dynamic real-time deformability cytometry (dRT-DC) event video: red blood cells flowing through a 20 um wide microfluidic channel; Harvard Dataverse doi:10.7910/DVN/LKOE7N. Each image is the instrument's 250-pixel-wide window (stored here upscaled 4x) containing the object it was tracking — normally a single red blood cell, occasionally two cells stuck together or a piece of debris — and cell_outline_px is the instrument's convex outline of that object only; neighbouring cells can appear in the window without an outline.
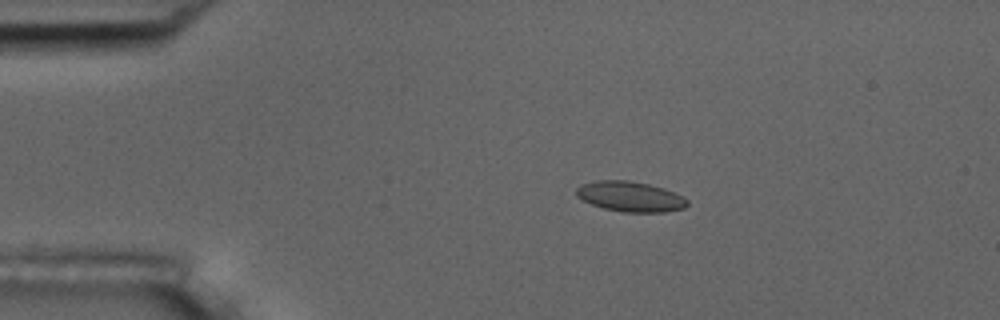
{"species": "common noctule bat (a hibernating species)", "species_latin": "Nyctalus noctula", "temperature_condition": "room temperature", "stored_images_in_passage": 46, "camera_frame_rate_fps": 3000, "um_per_image_px": 0.085, "animal": {"sex": "male", "body_mass_g": 17.5, "forearm_length_mm": 52.3}, "frame": {"image": 1, "passage_image": 1, "time_ms": 0.0, "image_size_px": [1000, 320], "cell_outline_px": [[688, 204], [684, 208], [664, 212], [624, 212], [604, 208], [592, 204], [576, 196], [576, 188], [580, 184], [596, 180], [628, 180], [648, 184], [664, 188], [676, 192], [684, 196], [688, 200]], "centroid_in_image_um": [53.59, 16.7], "position_along_channel_um": 31.4, "area_um2": 19.65}}
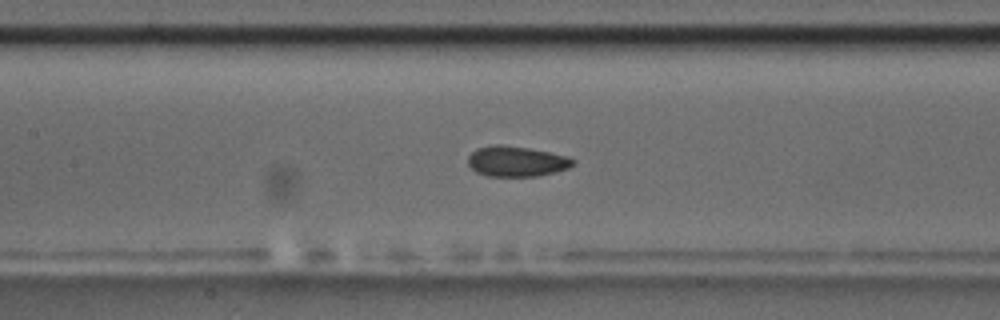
{"frame": {"image": 2, "passage_image": 16, "time_ms": 5.0, "image_size_px": [1000, 320], "cell_outline_px": [[576, 164], [568, 168], [556, 172], [536, 176], [488, 176], [476, 172], [468, 164], [468, 156], [476, 148], [496, 144], [504, 144], [528, 148], [568, 156], [576, 160]], "centroid_in_image_um": [43.91, 13.71], "position_along_channel_um": 163.5, "area_um2": 18.73}}
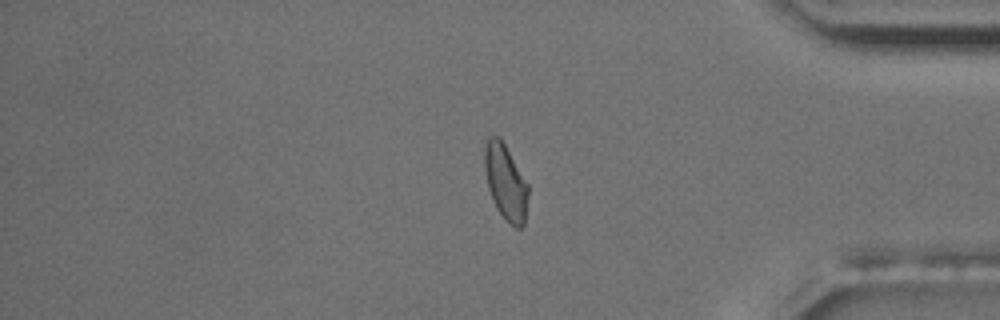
{"frame": {"image": 3, "passage_image": 37, "time_ms": 12.0, "image_size_px": [1000, 320], "cell_outline_px": [[528, 196], [524, 224], [520, 228], [516, 228], [496, 208], [492, 200], [488, 188], [484, 168], [484, 144], [488, 136], [500, 136], [528, 184]], "centroid_in_image_um": [42.95, 15.43], "position_along_channel_um": 392.2, "area_um2": 19.13}, "authors_computed_cell_mechanics": {"area_um2": 19.0162, "velocity_mm_per_s": 3.6111, "shape_relaxation_time_tau1_ms": 9.7245, "shape_relaxation_time_tau2_ms": 1.7418, "deformation_change_tau1": 0.1305, "deformation_change_tau2": 0.0551}}